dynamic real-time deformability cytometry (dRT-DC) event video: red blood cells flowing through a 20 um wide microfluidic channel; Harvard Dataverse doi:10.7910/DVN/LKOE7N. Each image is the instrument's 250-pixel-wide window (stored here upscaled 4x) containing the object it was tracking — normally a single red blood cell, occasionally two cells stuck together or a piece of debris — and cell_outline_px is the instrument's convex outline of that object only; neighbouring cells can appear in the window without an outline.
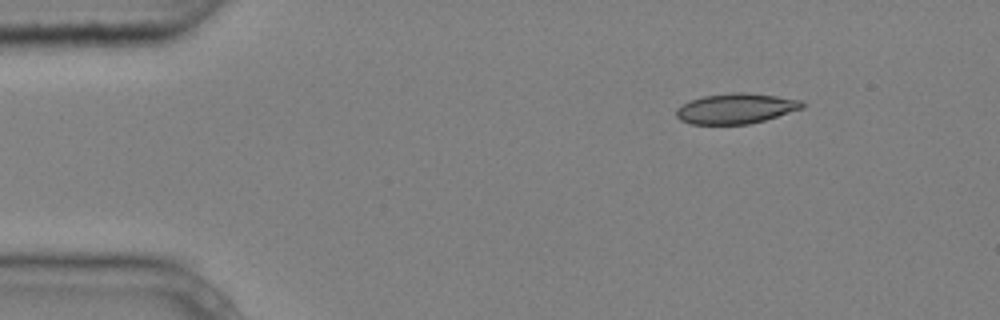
{"species": "common noctule bat (a hibernating species)", "species_latin": "Nyctalus noctula", "temperature_condition": "cold", "stored_images_in_passage": 4, "camera_frame_rate_fps": 3000, "um_per_image_px": 0.085, "animal": {"sex": "male", "body_mass_g": 20.4}, "frame": {"image": 1, "passage_image": 1, "time_ms": 0.0, "image_size_px": [1000, 320], "cell_outline_px": [[804, 108], [764, 120], [748, 124], [692, 124], [680, 120], [676, 116], [676, 108], [692, 100], [704, 96], [732, 92], [748, 92], [776, 96], [800, 100], [804, 104]], "centroid_in_image_um": [62.55, 9.22], "position_along_channel_um": 22.4, "area_um2": 22.08}}
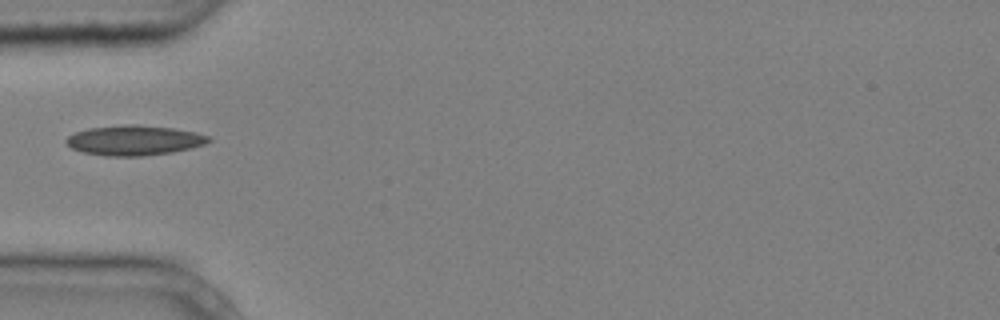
{"frame": {"image": 2, "passage_image": 4, "time_ms": 1.0, "image_size_px": [1000, 320], "cell_outline_px": [[212, 140], [204, 144], [192, 148], [172, 152], [140, 156], [108, 156], [84, 152], [72, 148], [64, 140], [68, 136], [76, 132], [88, 128], [128, 124], [136, 124], [172, 128], [196, 132], [208, 136]], "centroid_in_image_um": [11.42, 11.92], "position_along_channel_um": 73.6, "area_um2": 24.74}}